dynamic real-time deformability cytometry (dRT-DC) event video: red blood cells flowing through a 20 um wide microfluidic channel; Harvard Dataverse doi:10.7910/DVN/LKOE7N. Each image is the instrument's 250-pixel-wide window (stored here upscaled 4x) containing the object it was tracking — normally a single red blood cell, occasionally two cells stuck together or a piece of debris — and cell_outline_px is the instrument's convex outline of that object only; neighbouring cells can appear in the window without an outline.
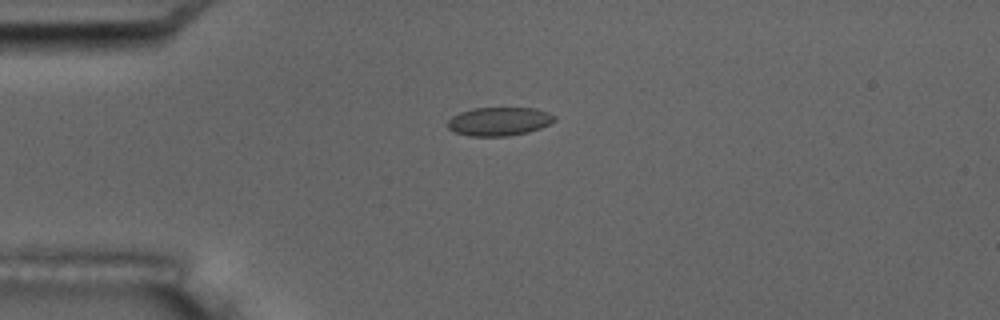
{"species": "common noctule bat (a hibernating species)", "species_latin": "Nyctalus noctula", "temperature_condition": "room temperature", "stored_images_in_passage": 2, "camera_frame_rate_fps": 3000, "um_per_image_px": 0.085, "animal": {"sex": "male", "body_mass_g": 17.5, "forearm_length_mm": 52.3}, "frame": {"image": 1, "passage_image": 1, "time_ms": 0.0, "image_size_px": [1000, 320], "cell_outline_px": [[556, 120], [540, 128], [528, 132], [508, 136], [468, 136], [456, 132], [448, 128], [448, 120], [452, 116], [460, 112], [472, 108], [536, 108], [548, 112], [556, 116]], "centroid_in_image_um": [42.43, 10.31], "position_along_channel_um": 42.6, "area_um2": 17.8}}